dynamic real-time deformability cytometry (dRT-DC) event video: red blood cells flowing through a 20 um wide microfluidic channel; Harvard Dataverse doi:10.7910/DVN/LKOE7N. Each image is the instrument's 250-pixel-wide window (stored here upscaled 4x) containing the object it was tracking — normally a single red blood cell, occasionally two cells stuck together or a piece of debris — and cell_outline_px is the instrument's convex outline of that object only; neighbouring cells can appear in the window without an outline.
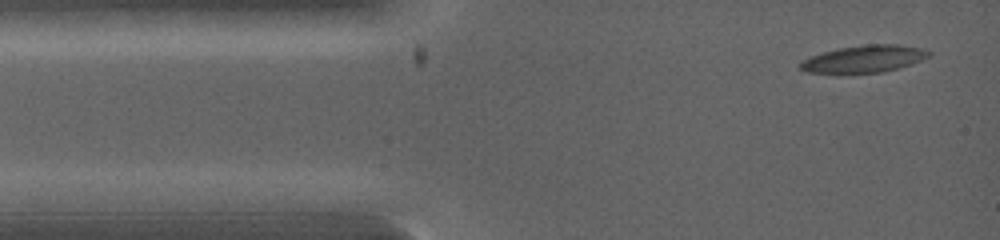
{"species": "common noctule bat (a hibernating species)", "species_latin": "Nyctalus noctula", "temperature_condition": "warm", "stored_images_in_passage": 16, "camera_frame_rate_fps": 5000, "um_per_image_px": 0.085, "animal": {"sex": "female", "body_mass_g": 19.0, "forearm_length_mm": 53.3}, "frame": {"image": 1, "passage_image": 1, "time_ms": 0.0, "image_size_px": [1000, 240], "cell_outline_px": [[932, 52], [928, 56], [920, 60], [896, 68], [880, 72], [808, 72], [800, 68], [800, 60], [824, 52], [840, 48], [864, 44], [896, 44], [924, 48]], "centroid_in_image_um": [73.46, 4.98], "position_along_channel_um": 11.5, "area_um2": 19.77}}
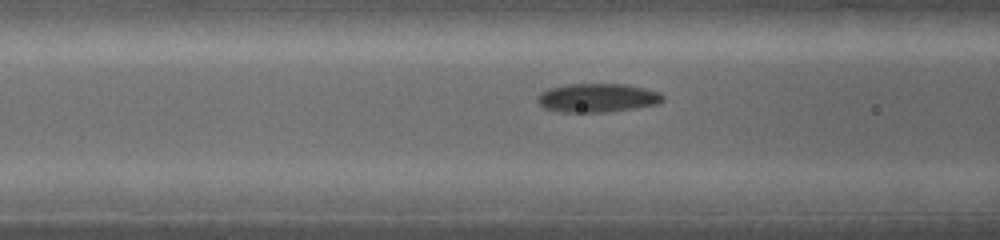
{"frame": {"image": 2, "passage_image": 10, "time_ms": 2.8, "image_size_px": [1000, 240], "cell_outline_px": [[664, 100], [656, 104], [608, 112], [560, 112], [544, 108], [536, 100], [536, 96], [540, 92], [548, 88], [568, 84], [624, 84], [644, 88], [660, 92], [664, 96]], "centroid_in_image_um": [50.74, 8.31], "position_along_channel_um": 115.9, "area_um2": 21.04}}
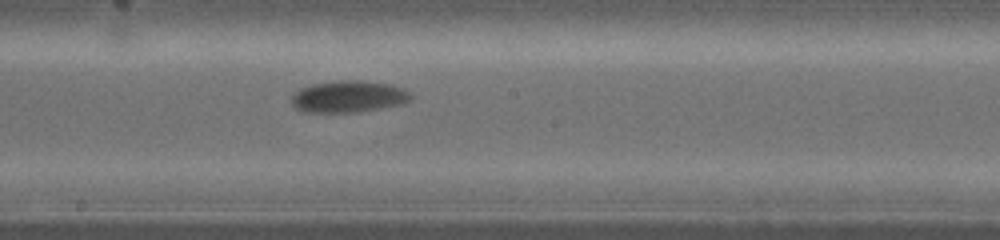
{"frame": {"image": 3, "passage_image": 16, "time_ms": 4.6, "image_size_px": [1000, 240], "cell_outline_px": [[412, 100], [404, 104], [356, 112], [304, 112], [296, 108], [292, 104], [292, 96], [300, 88], [312, 84], [340, 80], [356, 80], [388, 84], [400, 88], [408, 92], [412, 96]], "centroid_in_image_um": [29.62, 8.21], "position_along_channel_um": 218.6, "area_um2": 21.91}}